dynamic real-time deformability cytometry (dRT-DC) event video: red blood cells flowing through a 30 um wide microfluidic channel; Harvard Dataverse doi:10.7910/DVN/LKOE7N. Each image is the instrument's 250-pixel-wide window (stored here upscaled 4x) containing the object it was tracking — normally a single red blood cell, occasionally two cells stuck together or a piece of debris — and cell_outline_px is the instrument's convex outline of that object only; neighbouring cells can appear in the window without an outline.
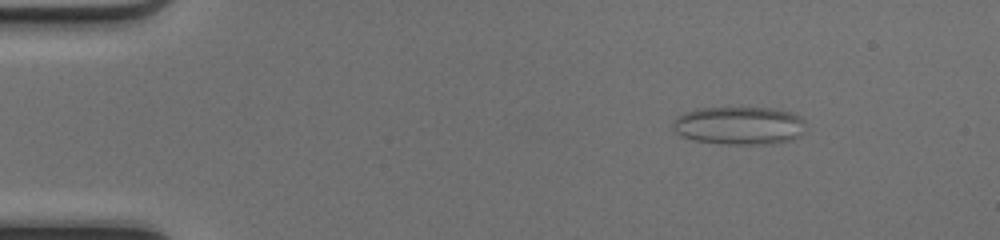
{"species": "common noctule bat (a hibernating species)", "species_latin": "Nyctalus noctula", "temperature_condition": "cold", "stored_images_in_passage": 50, "camera_frame_rate_fps": 3000, "um_per_image_px": 0.085, "animal": {"sex": "female", "body_mass_g": 17.0, "forearm_length_mm": 48.0}, "frame": {"image": 1, "passage_image": 7, "time_ms": 2.0, "image_size_px": [1000, 240], "cell_outline_px": [[804, 124], [800, 136], [792, 140], [772, 144], [720, 144], [696, 140], [680, 136], [672, 128], [672, 124], [676, 116], [684, 112], [696, 108], [772, 108], [792, 112], [800, 116], [804, 120]], "centroid_in_image_um": [62.81, 10.67], "position_along_channel_um": 22.2, "area_um2": 29.77}}
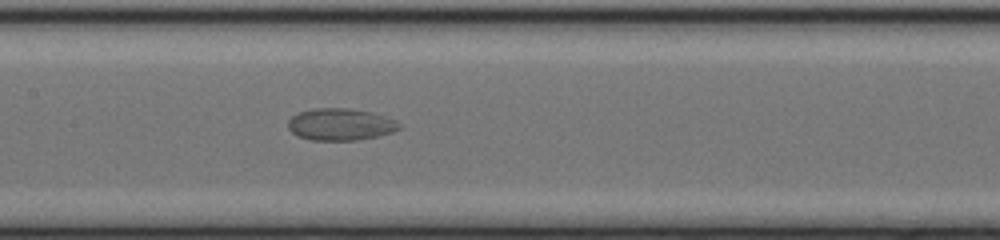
{"frame": {"image": 2, "passage_image": 25, "time_ms": 8.0, "image_size_px": [1000, 240], "cell_outline_px": [[400, 128], [392, 132], [376, 136], [356, 140], [312, 140], [296, 136], [288, 128], [288, 120], [292, 116], [300, 112], [316, 108], [348, 108], [368, 112], [384, 116], [396, 120], [400, 124]], "centroid_in_image_um": [28.91, 10.58], "position_along_channel_um": 178.5, "area_um2": 20.52}}
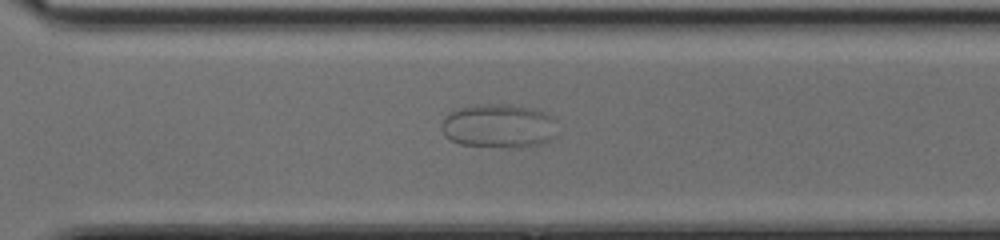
{"frame": {"image": 3, "passage_image": 36, "time_ms": 11.667, "image_size_px": [1000, 240], "cell_outline_px": [[556, 136], [540, 144], [512, 148], [508, 148], [460, 144], [444, 136], [444, 116], [448, 112], [460, 108], [484, 104], [504, 104], [532, 108], [544, 112], [552, 116]], "centroid_in_image_um": [42.39, 10.71], "position_along_channel_um": 328.2, "area_um2": 29.36}}